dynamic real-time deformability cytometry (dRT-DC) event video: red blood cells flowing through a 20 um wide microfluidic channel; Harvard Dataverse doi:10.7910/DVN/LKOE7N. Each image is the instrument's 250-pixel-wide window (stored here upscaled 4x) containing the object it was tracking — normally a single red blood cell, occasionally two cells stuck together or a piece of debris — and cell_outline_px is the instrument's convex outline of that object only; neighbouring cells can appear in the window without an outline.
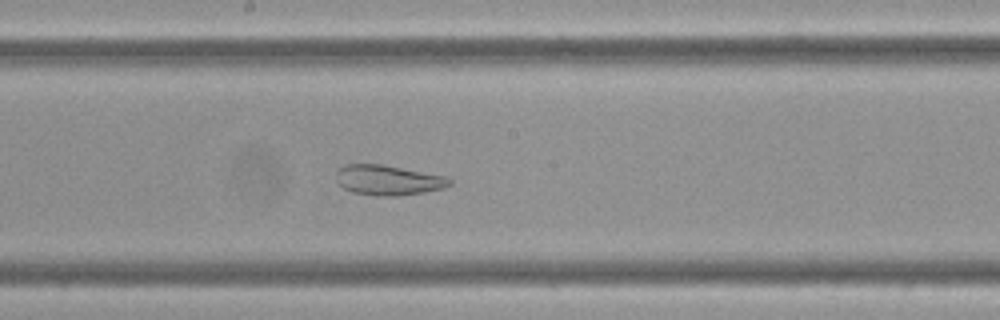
{"species": "Egyptian fruit bat (a non-hibernating species)", "species_latin": "Rousettus aegyptiacus", "temperature_condition": "cold", "stored_images_in_passage": 60, "camera_frame_rate_fps": 3000, "um_per_image_px": 0.085, "frame": {"image": 1, "passage_image": 33, "time_ms": 10.667, "image_size_px": [1000, 320], "cell_outline_px": [[452, 184], [444, 188], [424, 192], [396, 196], [380, 196], [352, 192], [344, 188], [336, 180], [336, 172], [344, 164], [384, 164], [448, 176], [452, 180]], "centroid_in_image_um": [33.03, 15.3], "position_along_channel_um": 215.2, "area_um2": 20.11}}
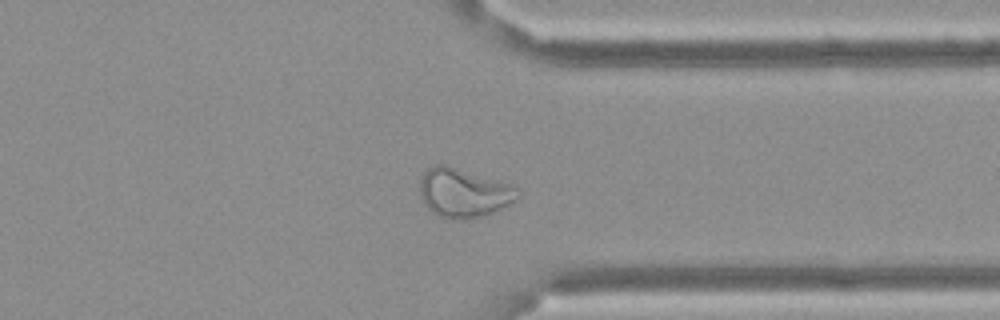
{"frame": {"image": 2, "passage_image": 47, "time_ms": 15.333, "image_size_px": [1000, 320], "cell_outline_px": [[520, 196], [512, 204], [484, 216], [468, 220], [460, 220], [436, 216], [424, 204], [420, 192], [420, 180], [424, 172], [428, 168], [436, 164], [440, 164], [508, 184], [516, 188], [520, 192]], "centroid_in_image_um": [39.4, 16.45], "position_along_channel_um": 372.0, "area_um2": 27.63}}
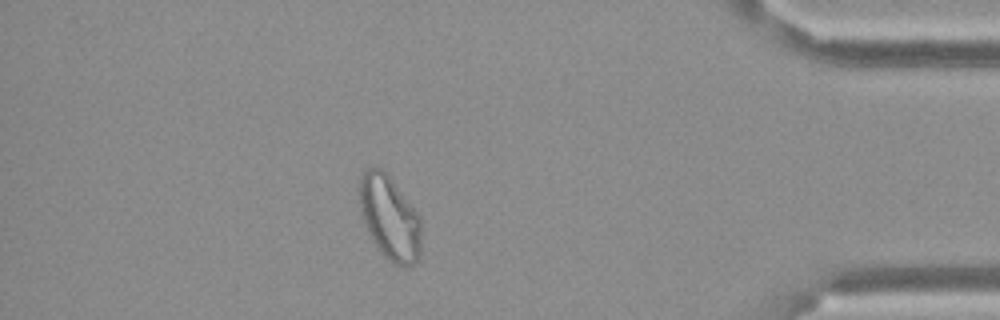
{"frame": {"image": 3, "passage_image": 53, "time_ms": 17.333, "image_size_px": [1000, 320], "cell_outline_px": [[420, 256], [408, 268], [404, 268], [392, 264], [380, 252], [372, 240], [364, 224], [360, 208], [360, 176], [368, 168], [380, 168], [388, 176], [420, 216]], "centroid_in_image_um": [33.12, 18.58], "position_along_channel_um": 402.1, "area_um2": 30.0}, "authors_computed_cell_mechanics": {"area_um2": 29.7092, "velocity_mm_per_s": 3.3894, "shape_relaxation_time_tau1_ms": null, "shape_relaxation_time_tau2_ms": 2.1575, "deformation_change_tau1": null, "deformation_change_tau2": 0.0817}}